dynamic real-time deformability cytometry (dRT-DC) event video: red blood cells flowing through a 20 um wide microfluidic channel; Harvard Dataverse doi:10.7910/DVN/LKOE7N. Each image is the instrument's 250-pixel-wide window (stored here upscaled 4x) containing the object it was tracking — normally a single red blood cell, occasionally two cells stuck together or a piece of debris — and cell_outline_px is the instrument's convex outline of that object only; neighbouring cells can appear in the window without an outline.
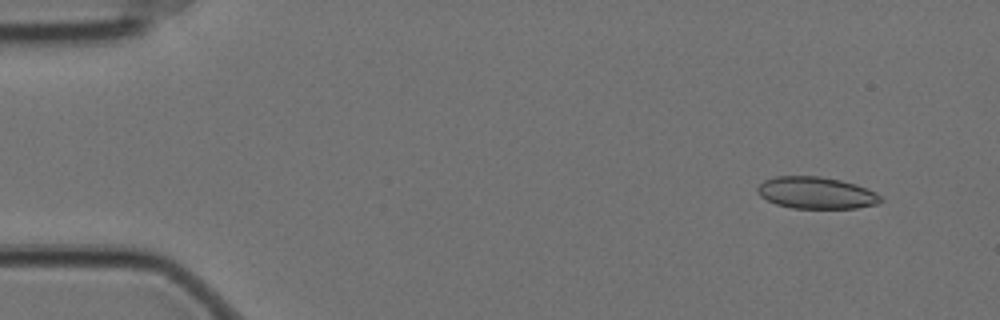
{"species": "Egyptian fruit bat (a non-hibernating species)", "species_latin": "Rousettus aegyptiacus", "temperature_condition": "cold", "stored_images_in_passage": 58, "camera_frame_rate_fps": 3000, "um_per_image_px": 0.085, "animal": {"sex": "female"}, "frame": {"image": 1, "passage_image": 5, "time_ms": 1.333, "image_size_px": [1000, 320], "cell_outline_px": [[884, 200], [880, 204], [856, 208], [792, 208], [776, 204], [760, 196], [756, 192], [756, 188], [764, 180], [776, 176], [820, 176], [840, 180], [856, 184], [876, 192]], "centroid_in_image_um": [69.39, 16.39], "position_along_channel_um": 15.6, "area_um2": 23.0}}
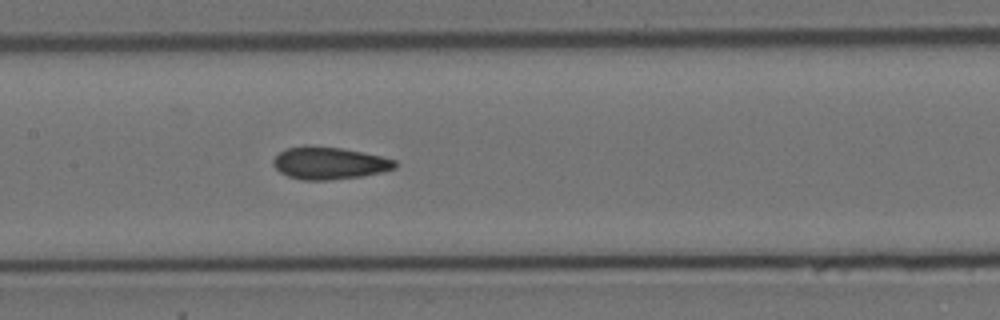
{"frame": {"image": 2, "passage_image": 28, "time_ms": 9.0, "image_size_px": [1000, 320], "cell_outline_px": [[396, 168], [384, 172], [360, 176], [328, 180], [304, 180], [288, 176], [280, 172], [272, 164], [272, 160], [280, 152], [288, 148], [304, 144], [340, 148], [364, 152], [396, 160]], "centroid_in_image_um": [27.98, 13.85], "position_along_channel_um": 179.4, "area_um2": 23.0}}
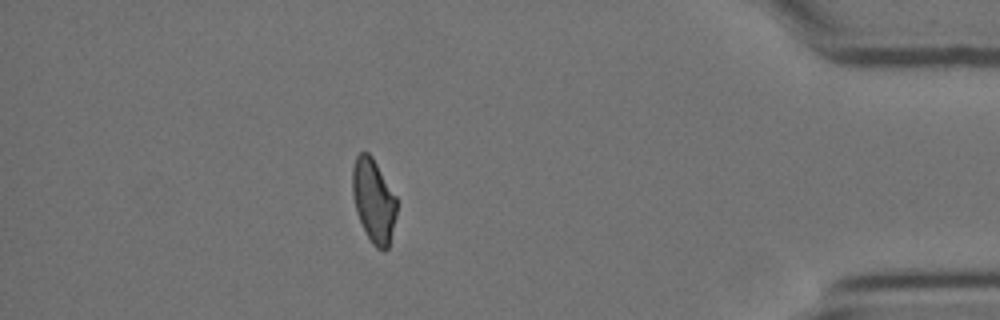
{"frame": {"image": 3, "passage_image": 51, "time_ms": 16.667, "image_size_px": [1000, 320], "cell_outline_px": [[396, 216], [388, 248], [376, 248], [372, 244], [356, 212], [352, 196], [352, 168], [356, 156], [360, 152], [368, 152], [372, 156], [396, 196]], "centroid_in_image_um": [31.74, 17.01], "position_along_channel_um": 403.5, "area_um2": 21.39}, "authors_computed_cell_mechanics": {"area_um2": 22.7443, "velocity_mm_per_s": 3.4982, "shape_relaxation_time_tau1_ms": null, "shape_relaxation_time_tau2_ms": 1.5216, "deformation_change_tau1": null, "deformation_change_tau2": 0.0844}}